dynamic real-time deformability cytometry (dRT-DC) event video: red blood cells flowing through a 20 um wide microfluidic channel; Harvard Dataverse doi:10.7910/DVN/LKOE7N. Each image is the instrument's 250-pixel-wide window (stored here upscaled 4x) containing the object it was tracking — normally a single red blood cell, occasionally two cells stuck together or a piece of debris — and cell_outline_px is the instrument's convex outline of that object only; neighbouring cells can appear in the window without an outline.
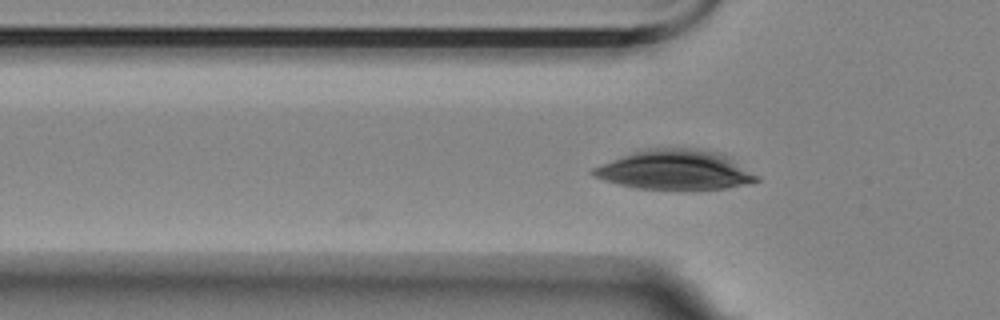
{"species": "Egyptian fruit bat (a non-hibernating species)", "species_latin": "Rousettus aegyptiacus", "temperature_condition": "room temperature", "stored_images_in_passage": 11, "camera_frame_rate_fps": 3000, "um_per_image_px": 0.085, "animal": {"sex": "female"}, "frame": {"image": 1, "passage_image": 2, "time_ms": 0.333, "image_size_px": [1000, 320], "cell_outline_px": [[760, 180], [744, 184], [724, 188], [636, 188], [604, 180], [592, 176], [588, 172], [592, 168], [600, 164], [648, 148], [692, 148], [720, 152], [728, 156], [760, 176]], "centroid_in_image_um": [57.39, 14.42], "position_along_channel_um": 68.4, "area_um2": 37.17}}
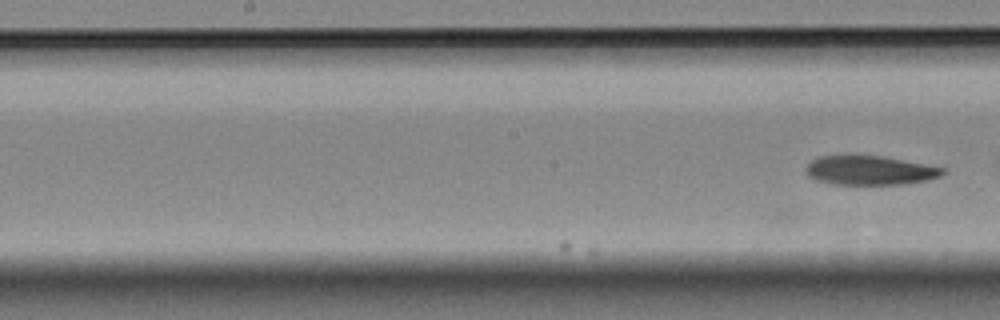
{"frame": {"image": 2, "passage_image": 11, "time_ms": 3.333, "image_size_px": [1000, 320], "cell_outline_px": [[948, 172], [940, 176], [928, 180], [904, 184], [832, 184], [816, 180], [808, 176], [808, 164], [812, 160], [820, 156], [880, 156], [948, 168]], "centroid_in_image_um": [74.02, 14.49], "position_along_channel_um": 174.2, "area_um2": 23.06}}